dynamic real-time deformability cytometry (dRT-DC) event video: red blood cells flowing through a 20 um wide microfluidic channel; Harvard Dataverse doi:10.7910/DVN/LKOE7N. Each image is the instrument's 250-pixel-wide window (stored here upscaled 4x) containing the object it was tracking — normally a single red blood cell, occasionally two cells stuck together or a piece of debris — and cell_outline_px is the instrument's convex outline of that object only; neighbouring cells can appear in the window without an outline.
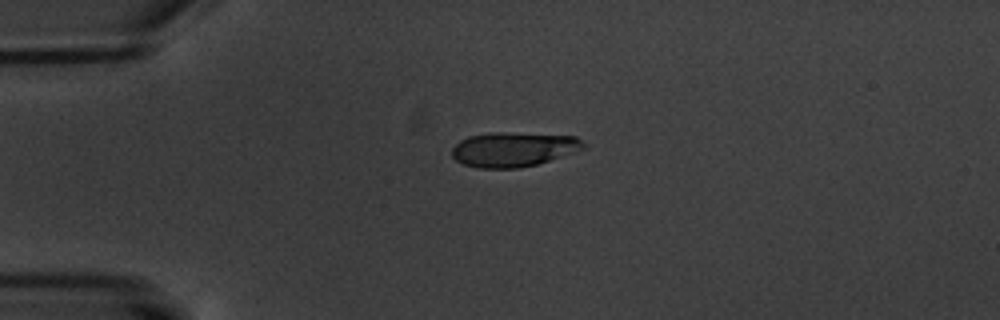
{"species": "common noctule bat (a hibernating species)", "species_latin": "Nyctalus noctula", "temperature_condition": "warm", "stored_images_in_passage": 3, "camera_frame_rate_fps": 3000, "um_per_image_px": 0.085, "animal": {"sex": "male", "body_mass_g": 20.1, "forearm_length_mm": 53.5}, "frame": {"image": 1, "passage_image": 1, "time_ms": 0.0, "image_size_px": [1000, 320], "cell_outline_px": [[584, 148], [536, 164], [520, 168], [480, 168], [464, 164], [456, 160], [452, 156], [452, 148], [460, 140], [468, 136], [488, 132], [508, 132], [576, 136], [584, 144]], "centroid_in_image_um": [43.58, 12.68], "position_along_channel_um": 41.4, "area_um2": 26.3}}